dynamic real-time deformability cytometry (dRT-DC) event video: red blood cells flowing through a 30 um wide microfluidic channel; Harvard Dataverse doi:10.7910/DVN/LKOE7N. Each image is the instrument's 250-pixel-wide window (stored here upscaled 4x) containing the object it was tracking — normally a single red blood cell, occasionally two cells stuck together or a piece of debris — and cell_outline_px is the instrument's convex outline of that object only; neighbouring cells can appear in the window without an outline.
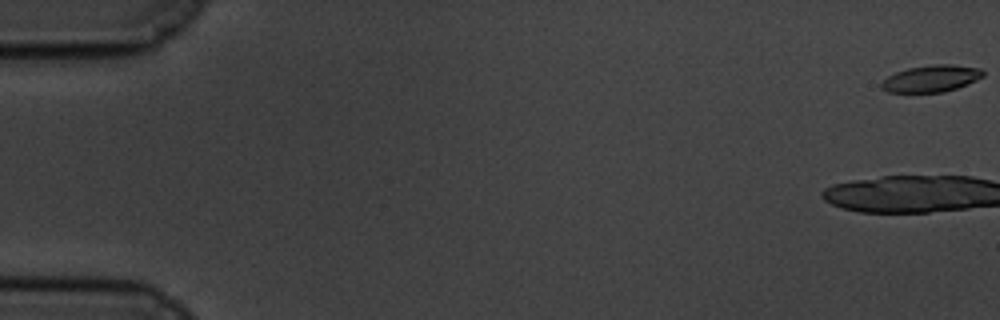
{"species": "common noctule bat (a hibernating species)", "species_latin": "Nyctalus noctula", "temperature_condition": "cold", "stored_images_in_passage": 19, "camera_frame_rate_fps": 3000, "um_per_image_px": 0.085, "animal": {"sex": "male", "body_mass_g": 19.5, "forearm_length_mm": 54.6}, "frame": {"image": 1, "passage_image": 1, "time_ms": 0.0, "image_size_px": [1000, 320], "cell_outline_px": [[984, 76], [968, 84], [944, 92], [888, 92], [880, 88], [880, 84], [888, 76], [896, 72], [908, 68], [932, 64], [948, 64], [980, 68], [984, 72]], "centroid_in_image_um": [79.15, 6.67], "position_along_channel_um": 5.8, "area_um2": 15.84}}